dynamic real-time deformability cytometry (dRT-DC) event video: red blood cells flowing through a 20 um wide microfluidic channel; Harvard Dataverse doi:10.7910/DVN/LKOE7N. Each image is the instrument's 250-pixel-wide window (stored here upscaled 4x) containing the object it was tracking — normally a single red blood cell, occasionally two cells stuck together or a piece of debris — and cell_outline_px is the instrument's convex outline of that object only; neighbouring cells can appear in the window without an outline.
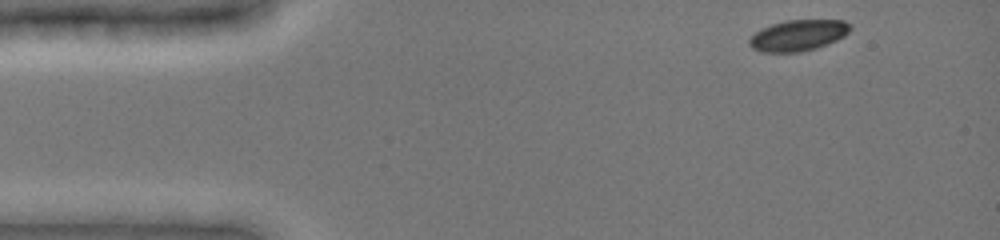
{"species": "common noctule bat (a hibernating species)", "species_latin": "Nyctalus noctula", "temperature_condition": "cold", "stored_images_in_passage": 43, "camera_frame_rate_fps": 3000, "um_per_image_px": 0.085, "animal": {"sex": "female", "body_mass_g": 19.0, "forearm_length_mm": 51.5}, "frame": {"image": 1, "passage_image": 1, "time_ms": 0.0, "image_size_px": [1000, 240], "cell_outline_px": [[852, 28], [844, 36], [828, 44], [816, 48], [800, 52], [760, 52], [752, 48], [748, 44], [748, 40], [760, 28], [784, 20], [844, 20], [852, 24]], "centroid_in_image_um": [67.84, 3.0], "position_along_channel_um": 17.2, "area_um2": 18.44}}
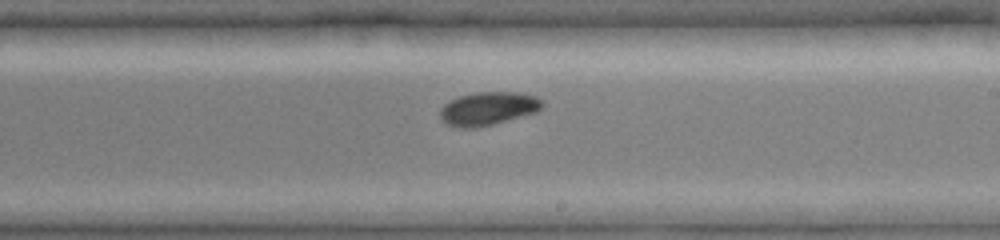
{"frame": {"image": 2, "passage_image": 25, "time_ms": 8.0, "image_size_px": [1000, 240], "cell_outline_px": [[544, 104], [536, 112], [492, 124], [476, 128], [460, 128], [448, 124], [440, 120], [440, 108], [444, 104], [460, 96], [476, 92], [516, 92], [536, 96], [544, 100]], "centroid_in_image_um": [41.49, 9.22], "position_along_channel_um": 247.5, "area_um2": 19.77}}
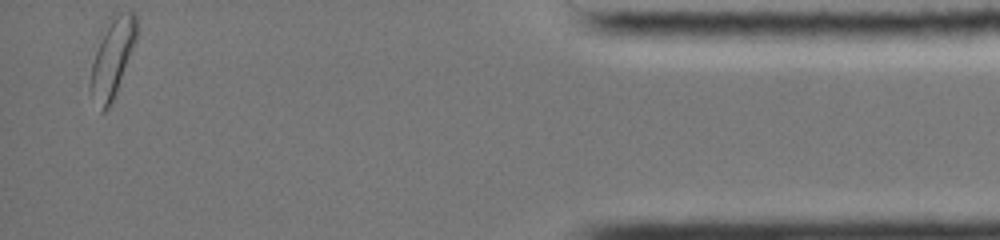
{"frame": {"image": 3, "passage_image": 43, "time_ms": 14.0, "image_size_px": [1000, 240], "cell_outline_px": [[136, 40], [112, 100], [108, 108], [104, 112], [100, 112], [88, 84], [96, 36], [108, 16], [120, 12], [132, 12], [136, 16]], "centroid_in_image_um": [9.47, 4.8], "position_along_channel_um": 425.7, "area_um2": 21.68}, "authors_computed_cell_mechanics": {"area_um2": 19.8254, "velocity_mm_per_s": 3.9172, "shape_relaxation_time_tau1_ms": 2.2445, "shape_relaxation_time_tau2_ms": null, "deformation_change_tau1": 0.0777, "deformation_change_tau2": null}}